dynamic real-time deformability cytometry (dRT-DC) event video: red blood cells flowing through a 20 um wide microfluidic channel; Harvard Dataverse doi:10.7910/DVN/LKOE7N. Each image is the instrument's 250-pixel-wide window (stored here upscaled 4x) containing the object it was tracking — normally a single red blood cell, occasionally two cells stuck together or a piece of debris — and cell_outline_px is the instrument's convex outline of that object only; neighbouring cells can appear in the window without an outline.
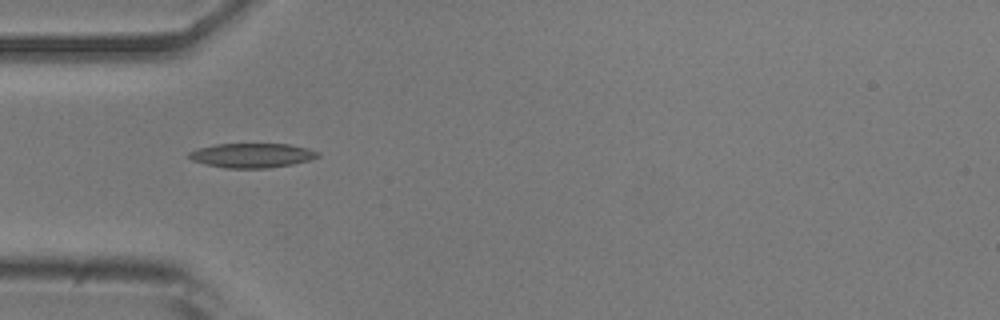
{"species": "common noctule bat (a hibernating species)", "species_latin": "Nyctalus noctula", "temperature_condition": "room temperature", "stored_images_in_passage": 36, "camera_frame_rate_fps": 3000, "um_per_image_px": 0.085, "animal": {"sex": "male", "body_mass_g": 20.5, "forearm_length_mm": 52.5}, "frame": {"image": 1, "passage_image": 1, "time_ms": 0.0, "image_size_px": [1000, 320], "cell_outline_px": [[320, 156], [308, 160], [292, 164], [268, 168], [224, 168], [192, 160], [188, 156], [188, 152], [196, 148], [216, 144], [288, 144], [308, 148], [320, 152]], "centroid_in_image_um": [21.41, 13.2], "position_along_channel_um": 63.6, "area_um2": 18.32}}
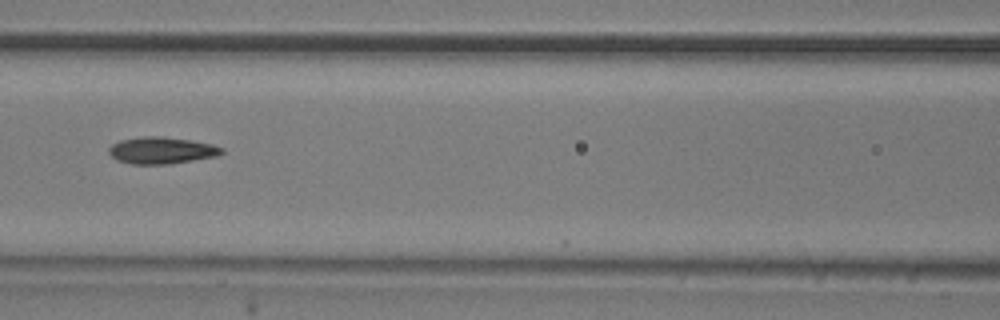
{"frame": {"image": 2, "passage_image": 8, "time_ms": 2.333, "image_size_px": [1000, 320], "cell_outline_px": [[224, 152], [216, 156], [168, 164], [132, 164], [116, 160], [108, 152], [108, 148], [112, 144], [120, 140], [144, 136], [160, 136], [188, 140], [212, 144], [224, 148]], "centroid_in_image_um": [13.71, 12.78], "position_along_channel_um": 152.9, "area_um2": 17.51}}
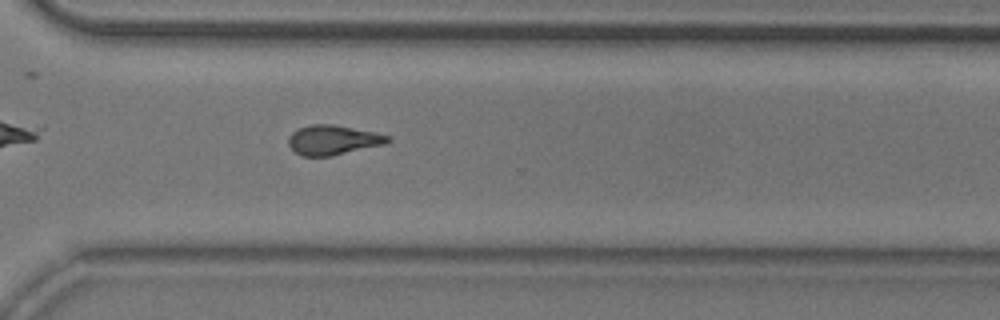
{"frame": {"image": 3, "passage_image": 23, "time_ms": 7.333, "image_size_px": [1000, 320], "cell_outline_px": [[392, 140], [384, 144], [332, 156], [300, 156], [288, 144], [288, 136], [292, 132], [308, 124], [332, 124], [392, 136]], "centroid_in_image_um": [28.29, 11.9], "position_along_channel_um": 342.3, "area_um2": 17.11}, "authors_computed_cell_mechanics": {"area_um2": 16.9065, "velocity_mm_per_s": 3.8022, "shape_relaxation_time_tau1_ms": 5.3981, "shape_relaxation_time_tau2_ms": 2.8219, "deformation_change_tau1": 0.1591, "deformation_change_tau2": 0.1094}}